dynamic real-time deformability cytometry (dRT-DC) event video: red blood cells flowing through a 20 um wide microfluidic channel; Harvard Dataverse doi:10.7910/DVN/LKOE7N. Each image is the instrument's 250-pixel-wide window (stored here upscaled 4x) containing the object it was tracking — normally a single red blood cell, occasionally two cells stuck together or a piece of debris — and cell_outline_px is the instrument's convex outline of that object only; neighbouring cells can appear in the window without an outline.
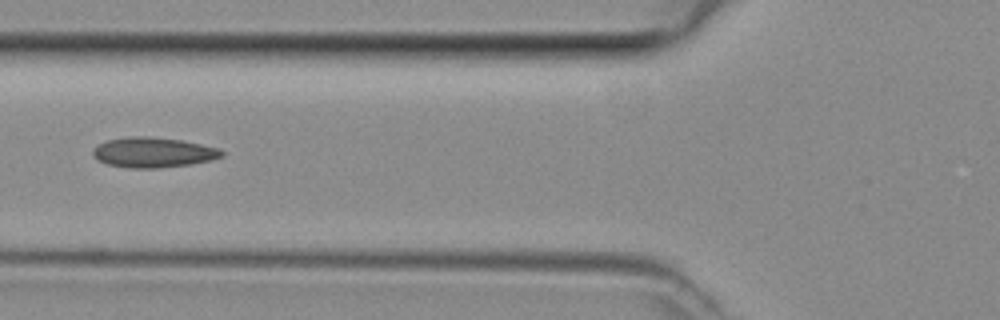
{"species": "common noctule bat (a hibernating species)", "species_latin": "Nyctalus noctula", "temperature_condition": "room temperature", "stored_images_in_passage": 4, "camera_frame_rate_fps": 3000, "um_per_image_px": 0.085, "animal": {"sex": "female", "body_mass_g": 29.2, "forearm_length_mm": 56.3}, "frame": {"image": 1, "passage_image": 3, "time_ms": 0.667, "image_size_px": [1000, 320], "cell_outline_px": [[224, 156], [212, 160], [188, 164], [160, 168], [128, 168], [108, 164], [96, 160], [92, 156], [92, 148], [108, 140], [128, 136], [152, 136], [184, 140], [220, 148], [224, 152]], "centroid_in_image_um": [13.03, 12.95], "position_along_channel_um": 112.8, "area_um2": 22.95}}
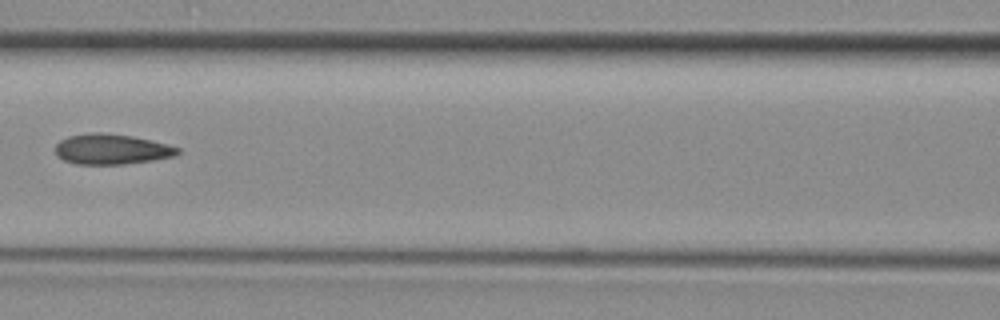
{"frame": {"image": 2, "passage_image": 4, "time_ms": 1.0, "image_size_px": [1000, 320], "cell_outline_px": [[180, 152], [176, 156], [152, 160], [124, 164], [76, 164], [64, 160], [56, 156], [56, 144], [60, 140], [68, 136], [92, 132], [100, 132], [132, 136], [168, 144], [180, 148]], "centroid_in_image_um": [9.48, 12.68], "position_along_channel_um": 157.1, "area_um2": 21.68}}